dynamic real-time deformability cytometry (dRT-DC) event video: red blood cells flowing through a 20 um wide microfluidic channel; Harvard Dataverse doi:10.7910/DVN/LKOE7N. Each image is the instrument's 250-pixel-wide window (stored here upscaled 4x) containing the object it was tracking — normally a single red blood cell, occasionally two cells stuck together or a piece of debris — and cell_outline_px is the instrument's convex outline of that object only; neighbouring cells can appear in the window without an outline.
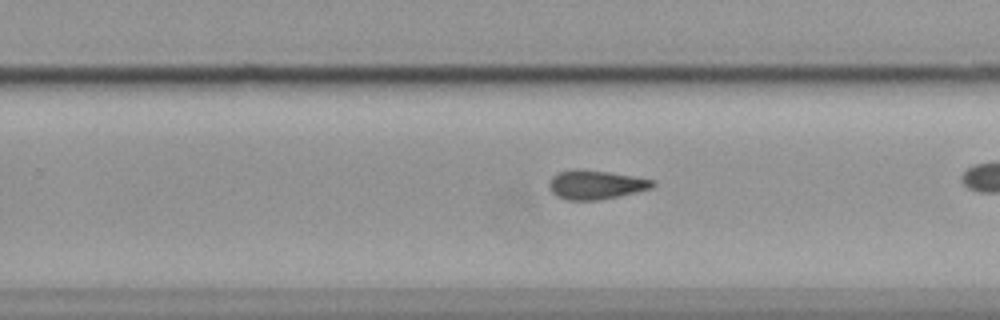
{"species": "common noctule bat (a hibernating species)", "species_latin": "Nyctalus noctula", "temperature_condition": "cold", "stored_images_in_passage": 43, "camera_frame_rate_fps": 3000, "um_per_image_px": 0.085, "animal": {"sex": "female", "body_mass_g": 19.9}, "frame": {"image": 1, "passage_image": 36, "time_ms": 11.667, "image_size_px": [1000, 320], "cell_outline_px": [[656, 184], [652, 188], [620, 196], [600, 200], [568, 200], [556, 196], [552, 192], [548, 184], [552, 176], [560, 172], [608, 172], [656, 180]], "centroid_in_image_um": [50.7, 15.75], "position_along_channel_um": 279.1, "area_um2": 16.88}}